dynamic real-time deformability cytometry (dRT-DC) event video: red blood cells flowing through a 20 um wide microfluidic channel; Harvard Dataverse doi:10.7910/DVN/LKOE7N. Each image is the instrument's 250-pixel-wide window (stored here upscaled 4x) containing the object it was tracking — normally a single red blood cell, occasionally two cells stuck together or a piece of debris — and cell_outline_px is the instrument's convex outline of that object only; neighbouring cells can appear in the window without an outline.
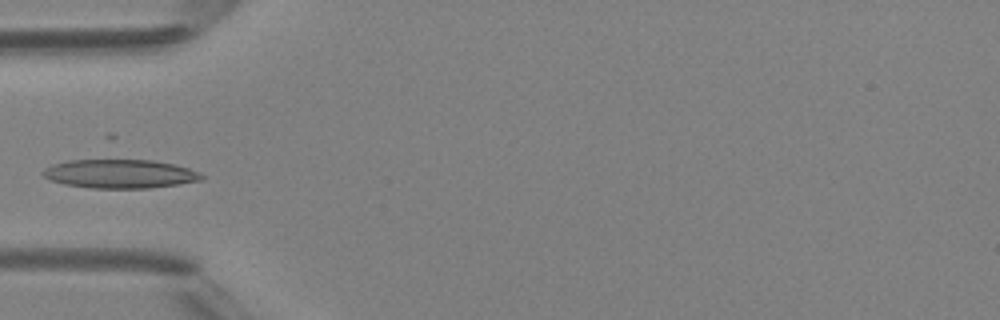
{"species": "Egyptian fruit bat (a non-hibernating species)", "species_latin": "Rousettus aegyptiacus", "temperature_condition": "room temperature", "stored_images_in_passage": 4, "camera_frame_rate_fps": 3000, "um_per_image_px": 0.085, "animal": {"sex": "female"}, "frame": {"image": 1, "passage_image": 4, "time_ms": 3.333, "image_size_px": [1000, 320], "cell_outline_px": [[204, 180], [148, 188], [92, 188], [64, 184], [52, 180], [44, 176], [40, 172], [44, 168], [52, 164], [68, 160], [152, 160], [176, 164], [200, 172], [204, 176]], "centroid_in_image_um": [10.2, 14.77], "position_along_channel_um": 74.8, "area_um2": 26.65}}